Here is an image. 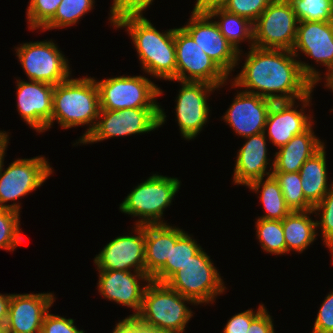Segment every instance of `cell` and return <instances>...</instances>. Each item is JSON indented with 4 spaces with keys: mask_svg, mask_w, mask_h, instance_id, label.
Masks as SVG:
<instances>
[{
    "mask_svg": "<svg viewBox=\"0 0 333 333\" xmlns=\"http://www.w3.org/2000/svg\"><path fill=\"white\" fill-rule=\"evenodd\" d=\"M249 50L241 71L231 79V87L246 88L243 91L281 102L307 96L322 81L320 71L297 60L292 51L255 46Z\"/></svg>",
    "mask_w": 333,
    "mask_h": 333,
    "instance_id": "1",
    "label": "cell"
},
{
    "mask_svg": "<svg viewBox=\"0 0 333 333\" xmlns=\"http://www.w3.org/2000/svg\"><path fill=\"white\" fill-rule=\"evenodd\" d=\"M114 27L127 29L145 73L176 82L175 28L160 32L144 16L124 18Z\"/></svg>",
    "mask_w": 333,
    "mask_h": 333,
    "instance_id": "2",
    "label": "cell"
},
{
    "mask_svg": "<svg viewBox=\"0 0 333 333\" xmlns=\"http://www.w3.org/2000/svg\"><path fill=\"white\" fill-rule=\"evenodd\" d=\"M100 112L99 90L94 77L68 78L54 86L53 111L48 129L54 121L63 129L89 126L74 143H81L94 129Z\"/></svg>",
    "mask_w": 333,
    "mask_h": 333,
    "instance_id": "3",
    "label": "cell"
},
{
    "mask_svg": "<svg viewBox=\"0 0 333 333\" xmlns=\"http://www.w3.org/2000/svg\"><path fill=\"white\" fill-rule=\"evenodd\" d=\"M186 303L197 305L166 283L151 280L147 283L141 309L135 317L165 333H184L194 313Z\"/></svg>",
    "mask_w": 333,
    "mask_h": 333,
    "instance_id": "4",
    "label": "cell"
},
{
    "mask_svg": "<svg viewBox=\"0 0 333 333\" xmlns=\"http://www.w3.org/2000/svg\"><path fill=\"white\" fill-rule=\"evenodd\" d=\"M180 184L178 178L152 174L125 197L119 210L132 217H138L135 225L167 224L162 220L163 212L171 205Z\"/></svg>",
    "mask_w": 333,
    "mask_h": 333,
    "instance_id": "5",
    "label": "cell"
},
{
    "mask_svg": "<svg viewBox=\"0 0 333 333\" xmlns=\"http://www.w3.org/2000/svg\"><path fill=\"white\" fill-rule=\"evenodd\" d=\"M99 90L100 110L126 108H160V127L165 124L166 113L156 102L162 89L145 76H117L96 80Z\"/></svg>",
    "mask_w": 333,
    "mask_h": 333,
    "instance_id": "6",
    "label": "cell"
},
{
    "mask_svg": "<svg viewBox=\"0 0 333 333\" xmlns=\"http://www.w3.org/2000/svg\"><path fill=\"white\" fill-rule=\"evenodd\" d=\"M203 248L183 270L175 272L165 283L182 296L191 298L197 305L213 304L226 287L221 274ZM215 299V300H214Z\"/></svg>",
    "mask_w": 333,
    "mask_h": 333,
    "instance_id": "7",
    "label": "cell"
},
{
    "mask_svg": "<svg viewBox=\"0 0 333 333\" xmlns=\"http://www.w3.org/2000/svg\"><path fill=\"white\" fill-rule=\"evenodd\" d=\"M45 156L33 158H19L12 162L3 171L4 158L0 164V208L10 209L20 213L22 206L19 203L6 204L27 196L40 186L53 173Z\"/></svg>",
    "mask_w": 333,
    "mask_h": 333,
    "instance_id": "8",
    "label": "cell"
},
{
    "mask_svg": "<svg viewBox=\"0 0 333 333\" xmlns=\"http://www.w3.org/2000/svg\"><path fill=\"white\" fill-rule=\"evenodd\" d=\"M159 127L160 108L100 110L94 129L80 144H91L114 137L148 133Z\"/></svg>",
    "mask_w": 333,
    "mask_h": 333,
    "instance_id": "9",
    "label": "cell"
},
{
    "mask_svg": "<svg viewBox=\"0 0 333 333\" xmlns=\"http://www.w3.org/2000/svg\"><path fill=\"white\" fill-rule=\"evenodd\" d=\"M298 23L289 0H273L253 23L254 46L291 51Z\"/></svg>",
    "mask_w": 333,
    "mask_h": 333,
    "instance_id": "10",
    "label": "cell"
},
{
    "mask_svg": "<svg viewBox=\"0 0 333 333\" xmlns=\"http://www.w3.org/2000/svg\"><path fill=\"white\" fill-rule=\"evenodd\" d=\"M16 57L30 81L60 84L71 76L70 65L52 40L27 42L16 47Z\"/></svg>",
    "mask_w": 333,
    "mask_h": 333,
    "instance_id": "11",
    "label": "cell"
},
{
    "mask_svg": "<svg viewBox=\"0 0 333 333\" xmlns=\"http://www.w3.org/2000/svg\"><path fill=\"white\" fill-rule=\"evenodd\" d=\"M176 81L207 82L221 88L229 76L182 28H175Z\"/></svg>",
    "mask_w": 333,
    "mask_h": 333,
    "instance_id": "12",
    "label": "cell"
},
{
    "mask_svg": "<svg viewBox=\"0 0 333 333\" xmlns=\"http://www.w3.org/2000/svg\"><path fill=\"white\" fill-rule=\"evenodd\" d=\"M177 82H180L182 88L175 100L176 121L181 136L186 140H191L197 137L208 122L210 108L207 97L219 87L207 82Z\"/></svg>",
    "mask_w": 333,
    "mask_h": 333,
    "instance_id": "13",
    "label": "cell"
},
{
    "mask_svg": "<svg viewBox=\"0 0 333 333\" xmlns=\"http://www.w3.org/2000/svg\"><path fill=\"white\" fill-rule=\"evenodd\" d=\"M189 21L182 28L196 44L229 76L238 63V52L221 34L209 14L192 11Z\"/></svg>",
    "mask_w": 333,
    "mask_h": 333,
    "instance_id": "14",
    "label": "cell"
},
{
    "mask_svg": "<svg viewBox=\"0 0 333 333\" xmlns=\"http://www.w3.org/2000/svg\"><path fill=\"white\" fill-rule=\"evenodd\" d=\"M135 235L114 238L96 254L97 270H121L146 273L145 225H135ZM132 269V270H131Z\"/></svg>",
    "mask_w": 333,
    "mask_h": 333,
    "instance_id": "15",
    "label": "cell"
},
{
    "mask_svg": "<svg viewBox=\"0 0 333 333\" xmlns=\"http://www.w3.org/2000/svg\"><path fill=\"white\" fill-rule=\"evenodd\" d=\"M313 90L305 97L299 99L300 111L294 101L273 102L265 124V136L277 149L289 142L291 138L306 131L314 125L311 114H306V107H310ZM295 106V108H294ZM304 109V110H303ZM267 130V131H266ZM267 133V135H266Z\"/></svg>",
    "mask_w": 333,
    "mask_h": 333,
    "instance_id": "16",
    "label": "cell"
},
{
    "mask_svg": "<svg viewBox=\"0 0 333 333\" xmlns=\"http://www.w3.org/2000/svg\"><path fill=\"white\" fill-rule=\"evenodd\" d=\"M17 111L38 133L47 131L53 111L54 85L41 81L17 80Z\"/></svg>",
    "mask_w": 333,
    "mask_h": 333,
    "instance_id": "17",
    "label": "cell"
},
{
    "mask_svg": "<svg viewBox=\"0 0 333 333\" xmlns=\"http://www.w3.org/2000/svg\"><path fill=\"white\" fill-rule=\"evenodd\" d=\"M232 102L222 119L237 135L246 138L265 131L272 100L240 90Z\"/></svg>",
    "mask_w": 333,
    "mask_h": 333,
    "instance_id": "18",
    "label": "cell"
},
{
    "mask_svg": "<svg viewBox=\"0 0 333 333\" xmlns=\"http://www.w3.org/2000/svg\"><path fill=\"white\" fill-rule=\"evenodd\" d=\"M97 290L108 301H114L134 310L129 316H136L142 306L146 283L151 278L144 272L121 270H98ZM141 279V280H140ZM145 281V285H140Z\"/></svg>",
    "mask_w": 333,
    "mask_h": 333,
    "instance_id": "19",
    "label": "cell"
},
{
    "mask_svg": "<svg viewBox=\"0 0 333 333\" xmlns=\"http://www.w3.org/2000/svg\"><path fill=\"white\" fill-rule=\"evenodd\" d=\"M53 293L11 294L7 333H41L45 315L54 304Z\"/></svg>",
    "mask_w": 333,
    "mask_h": 333,
    "instance_id": "20",
    "label": "cell"
},
{
    "mask_svg": "<svg viewBox=\"0 0 333 333\" xmlns=\"http://www.w3.org/2000/svg\"><path fill=\"white\" fill-rule=\"evenodd\" d=\"M292 53L314 59L316 64L333 67V21H300Z\"/></svg>",
    "mask_w": 333,
    "mask_h": 333,
    "instance_id": "21",
    "label": "cell"
},
{
    "mask_svg": "<svg viewBox=\"0 0 333 333\" xmlns=\"http://www.w3.org/2000/svg\"><path fill=\"white\" fill-rule=\"evenodd\" d=\"M245 144L237 152L235 160L233 182L236 185L247 186L256 179L272 175L274 162L268 158L267 137L265 133L244 138ZM267 165L270 169L267 172Z\"/></svg>",
    "mask_w": 333,
    "mask_h": 333,
    "instance_id": "22",
    "label": "cell"
},
{
    "mask_svg": "<svg viewBox=\"0 0 333 333\" xmlns=\"http://www.w3.org/2000/svg\"><path fill=\"white\" fill-rule=\"evenodd\" d=\"M325 143L316 137L313 126L295 135L275 153L272 172H299L307 159L317 153Z\"/></svg>",
    "mask_w": 333,
    "mask_h": 333,
    "instance_id": "23",
    "label": "cell"
},
{
    "mask_svg": "<svg viewBox=\"0 0 333 333\" xmlns=\"http://www.w3.org/2000/svg\"><path fill=\"white\" fill-rule=\"evenodd\" d=\"M325 145L307 159L299 170L305 199L314 207L333 187L328 184Z\"/></svg>",
    "mask_w": 333,
    "mask_h": 333,
    "instance_id": "24",
    "label": "cell"
},
{
    "mask_svg": "<svg viewBox=\"0 0 333 333\" xmlns=\"http://www.w3.org/2000/svg\"><path fill=\"white\" fill-rule=\"evenodd\" d=\"M202 246L190 234L171 225L170 259L151 277V280L165 283L175 272L183 270L191 257L196 255Z\"/></svg>",
    "mask_w": 333,
    "mask_h": 333,
    "instance_id": "25",
    "label": "cell"
},
{
    "mask_svg": "<svg viewBox=\"0 0 333 333\" xmlns=\"http://www.w3.org/2000/svg\"><path fill=\"white\" fill-rule=\"evenodd\" d=\"M314 211H291L283 220L282 227L286 244V253H302L317 238L316 220L310 218Z\"/></svg>",
    "mask_w": 333,
    "mask_h": 333,
    "instance_id": "26",
    "label": "cell"
},
{
    "mask_svg": "<svg viewBox=\"0 0 333 333\" xmlns=\"http://www.w3.org/2000/svg\"><path fill=\"white\" fill-rule=\"evenodd\" d=\"M171 225H145V266L151 278L170 259Z\"/></svg>",
    "mask_w": 333,
    "mask_h": 333,
    "instance_id": "27",
    "label": "cell"
},
{
    "mask_svg": "<svg viewBox=\"0 0 333 333\" xmlns=\"http://www.w3.org/2000/svg\"><path fill=\"white\" fill-rule=\"evenodd\" d=\"M208 14L214 19H220H218V21L215 20V22L218 25L221 34L239 53L238 66L239 61H241L240 56H243V51L239 49V44L247 40L249 42L248 44H250L249 48L254 46L253 23L246 17L229 13L225 9H215Z\"/></svg>",
    "mask_w": 333,
    "mask_h": 333,
    "instance_id": "28",
    "label": "cell"
},
{
    "mask_svg": "<svg viewBox=\"0 0 333 333\" xmlns=\"http://www.w3.org/2000/svg\"><path fill=\"white\" fill-rule=\"evenodd\" d=\"M247 187L257 194L261 193L258 198H260L266 213L258 218L283 220L291 212L285 202L280 185L273 175L267 176L265 180L264 178L256 179Z\"/></svg>",
    "mask_w": 333,
    "mask_h": 333,
    "instance_id": "29",
    "label": "cell"
},
{
    "mask_svg": "<svg viewBox=\"0 0 333 333\" xmlns=\"http://www.w3.org/2000/svg\"><path fill=\"white\" fill-rule=\"evenodd\" d=\"M94 0H62L54 17L41 29L54 30L76 25L88 12L94 9Z\"/></svg>",
    "mask_w": 333,
    "mask_h": 333,
    "instance_id": "30",
    "label": "cell"
},
{
    "mask_svg": "<svg viewBox=\"0 0 333 333\" xmlns=\"http://www.w3.org/2000/svg\"><path fill=\"white\" fill-rule=\"evenodd\" d=\"M255 224L256 236L262 250L275 255L286 254L282 220L258 218Z\"/></svg>",
    "mask_w": 333,
    "mask_h": 333,
    "instance_id": "31",
    "label": "cell"
},
{
    "mask_svg": "<svg viewBox=\"0 0 333 333\" xmlns=\"http://www.w3.org/2000/svg\"><path fill=\"white\" fill-rule=\"evenodd\" d=\"M291 211H309L313 206L305 199L299 172H272Z\"/></svg>",
    "mask_w": 333,
    "mask_h": 333,
    "instance_id": "32",
    "label": "cell"
},
{
    "mask_svg": "<svg viewBox=\"0 0 333 333\" xmlns=\"http://www.w3.org/2000/svg\"><path fill=\"white\" fill-rule=\"evenodd\" d=\"M300 21H333V0H289Z\"/></svg>",
    "mask_w": 333,
    "mask_h": 333,
    "instance_id": "33",
    "label": "cell"
},
{
    "mask_svg": "<svg viewBox=\"0 0 333 333\" xmlns=\"http://www.w3.org/2000/svg\"><path fill=\"white\" fill-rule=\"evenodd\" d=\"M19 219L20 213L0 208V249L11 252L23 242Z\"/></svg>",
    "mask_w": 333,
    "mask_h": 333,
    "instance_id": "34",
    "label": "cell"
},
{
    "mask_svg": "<svg viewBox=\"0 0 333 333\" xmlns=\"http://www.w3.org/2000/svg\"><path fill=\"white\" fill-rule=\"evenodd\" d=\"M314 215L320 216L316 220L317 230L321 229L323 243L328 247L333 264V187L325 194L322 200L313 207ZM319 212V213H318Z\"/></svg>",
    "mask_w": 333,
    "mask_h": 333,
    "instance_id": "35",
    "label": "cell"
},
{
    "mask_svg": "<svg viewBox=\"0 0 333 333\" xmlns=\"http://www.w3.org/2000/svg\"><path fill=\"white\" fill-rule=\"evenodd\" d=\"M62 0H30L27 23L30 30L42 29L55 15Z\"/></svg>",
    "mask_w": 333,
    "mask_h": 333,
    "instance_id": "36",
    "label": "cell"
},
{
    "mask_svg": "<svg viewBox=\"0 0 333 333\" xmlns=\"http://www.w3.org/2000/svg\"><path fill=\"white\" fill-rule=\"evenodd\" d=\"M154 0H113L110 7L109 22L113 27L127 17H143Z\"/></svg>",
    "mask_w": 333,
    "mask_h": 333,
    "instance_id": "37",
    "label": "cell"
},
{
    "mask_svg": "<svg viewBox=\"0 0 333 333\" xmlns=\"http://www.w3.org/2000/svg\"><path fill=\"white\" fill-rule=\"evenodd\" d=\"M273 0H229L227 12L246 17L254 23Z\"/></svg>",
    "mask_w": 333,
    "mask_h": 333,
    "instance_id": "38",
    "label": "cell"
},
{
    "mask_svg": "<svg viewBox=\"0 0 333 333\" xmlns=\"http://www.w3.org/2000/svg\"><path fill=\"white\" fill-rule=\"evenodd\" d=\"M311 333H333V290L323 300Z\"/></svg>",
    "mask_w": 333,
    "mask_h": 333,
    "instance_id": "39",
    "label": "cell"
},
{
    "mask_svg": "<svg viewBox=\"0 0 333 333\" xmlns=\"http://www.w3.org/2000/svg\"><path fill=\"white\" fill-rule=\"evenodd\" d=\"M74 325V319L47 312L44 317L41 333H84Z\"/></svg>",
    "mask_w": 333,
    "mask_h": 333,
    "instance_id": "40",
    "label": "cell"
},
{
    "mask_svg": "<svg viewBox=\"0 0 333 333\" xmlns=\"http://www.w3.org/2000/svg\"><path fill=\"white\" fill-rule=\"evenodd\" d=\"M265 308L264 304H260L257 311L248 309L244 312L237 313L232 316L226 323L223 333H247L252 320Z\"/></svg>",
    "mask_w": 333,
    "mask_h": 333,
    "instance_id": "41",
    "label": "cell"
},
{
    "mask_svg": "<svg viewBox=\"0 0 333 333\" xmlns=\"http://www.w3.org/2000/svg\"><path fill=\"white\" fill-rule=\"evenodd\" d=\"M272 316L266 307L252 320L247 333H275Z\"/></svg>",
    "mask_w": 333,
    "mask_h": 333,
    "instance_id": "42",
    "label": "cell"
},
{
    "mask_svg": "<svg viewBox=\"0 0 333 333\" xmlns=\"http://www.w3.org/2000/svg\"><path fill=\"white\" fill-rule=\"evenodd\" d=\"M126 333H165L154 326L141 322L135 316L126 317Z\"/></svg>",
    "mask_w": 333,
    "mask_h": 333,
    "instance_id": "43",
    "label": "cell"
},
{
    "mask_svg": "<svg viewBox=\"0 0 333 333\" xmlns=\"http://www.w3.org/2000/svg\"><path fill=\"white\" fill-rule=\"evenodd\" d=\"M192 11L208 14L215 9H223L229 0H196Z\"/></svg>",
    "mask_w": 333,
    "mask_h": 333,
    "instance_id": "44",
    "label": "cell"
},
{
    "mask_svg": "<svg viewBox=\"0 0 333 333\" xmlns=\"http://www.w3.org/2000/svg\"><path fill=\"white\" fill-rule=\"evenodd\" d=\"M11 294L0 293V323L6 324Z\"/></svg>",
    "mask_w": 333,
    "mask_h": 333,
    "instance_id": "45",
    "label": "cell"
},
{
    "mask_svg": "<svg viewBox=\"0 0 333 333\" xmlns=\"http://www.w3.org/2000/svg\"><path fill=\"white\" fill-rule=\"evenodd\" d=\"M9 136L7 135H1L0 134V164L2 162V159L4 158L5 156V152L7 150V146H8V143H9Z\"/></svg>",
    "mask_w": 333,
    "mask_h": 333,
    "instance_id": "46",
    "label": "cell"
},
{
    "mask_svg": "<svg viewBox=\"0 0 333 333\" xmlns=\"http://www.w3.org/2000/svg\"><path fill=\"white\" fill-rule=\"evenodd\" d=\"M325 80V87L329 88L332 90L333 92V67L330 68L327 72H326V76L324 77Z\"/></svg>",
    "mask_w": 333,
    "mask_h": 333,
    "instance_id": "47",
    "label": "cell"
},
{
    "mask_svg": "<svg viewBox=\"0 0 333 333\" xmlns=\"http://www.w3.org/2000/svg\"><path fill=\"white\" fill-rule=\"evenodd\" d=\"M112 333H126V317L115 325Z\"/></svg>",
    "mask_w": 333,
    "mask_h": 333,
    "instance_id": "48",
    "label": "cell"
},
{
    "mask_svg": "<svg viewBox=\"0 0 333 333\" xmlns=\"http://www.w3.org/2000/svg\"><path fill=\"white\" fill-rule=\"evenodd\" d=\"M0 333H7L6 324L0 323Z\"/></svg>",
    "mask_w": 333,
    "mask_h": 333,
    "instance_id": "49",
    "label": "cell"
}]
</instances>
